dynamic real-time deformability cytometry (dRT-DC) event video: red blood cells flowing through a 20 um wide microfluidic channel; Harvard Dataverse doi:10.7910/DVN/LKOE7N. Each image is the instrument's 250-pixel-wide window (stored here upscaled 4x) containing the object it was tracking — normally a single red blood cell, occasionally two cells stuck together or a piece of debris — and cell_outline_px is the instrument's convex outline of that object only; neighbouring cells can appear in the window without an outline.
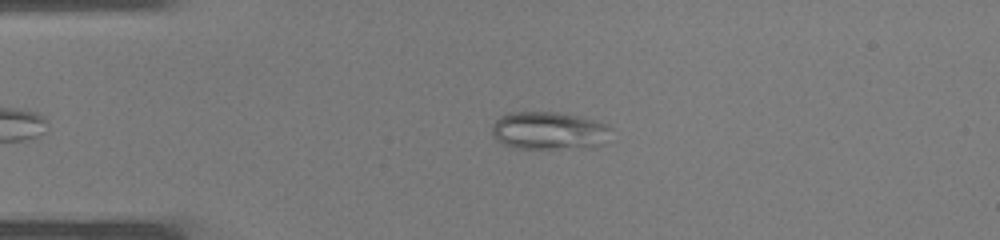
{"species": "common noctule bat (a hibernating species)", "species_latin": "Nyctalus noctula", "temperature_condition": "warm", "stored_images_in_passage": 27, "camera_frame_rate_fps": 3000, "um_per_image_px": 0.085, "animal": {"sex": "male", "body_mass_g": 19.0, "forearm_length_mm": 50.8}, "frame": {"image": 1, "passage_image": 2, "time_ms": 0.333, "image_size_px": [1000, 240], "cell_outline_px": [[612, 128], [604, 144], [556, 148], [516, 148], [504, 144], [492, 136], [492, 124], [500, 116], [508, 112], [552, 112], [576, 116], [608, 124]], "centroid_in_image_um": [46.61, 11.09], "position_along_channel_um": 38.4, "area_um2": 25.78}}
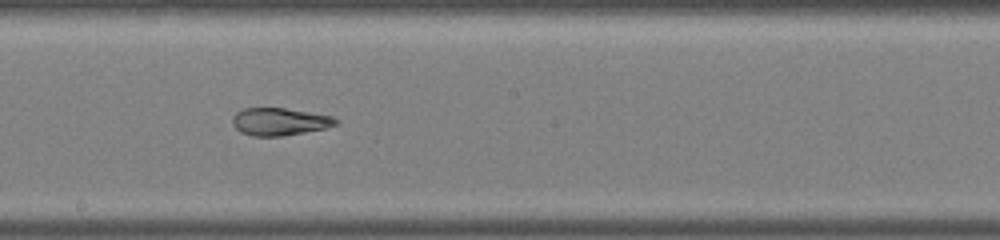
{"frame": {"image": 2, "passage_image": 14, "time_ms": 4.333, "image_size_px": [1000, 240], "cell_outline_px": [[340, 120], [336, 124], [324, 128], [284, 136], [252, 136], [240, 132], [232, 124], [232, 116], [236, 112], [244, 108], [284, 108], [332, 116]], "centroid_in_image_um": [23.73, 10.34], "position_along_channel_um": 224.5, "area_um2": 16.53}}
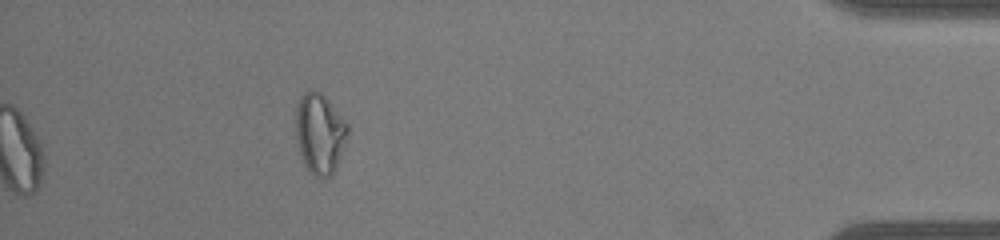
{"frame": {"image": 3, "passage_image": 27, "time_ms": 8.667, "image_size_px": [1000, 240], "cell_outline_px": [[348, 132], [336, 168], [332, 176], [312, 176], [304, 164], [300, 152], [296, 136], [296, 104], [300, 96], [308, 88], [312, 88], [320, 92], [328, 100], [348, 124]], "centroid_in_image_um": [27.16, 11.31], "position_along_channel_um": 408.0, "area_um2": 24.28}}